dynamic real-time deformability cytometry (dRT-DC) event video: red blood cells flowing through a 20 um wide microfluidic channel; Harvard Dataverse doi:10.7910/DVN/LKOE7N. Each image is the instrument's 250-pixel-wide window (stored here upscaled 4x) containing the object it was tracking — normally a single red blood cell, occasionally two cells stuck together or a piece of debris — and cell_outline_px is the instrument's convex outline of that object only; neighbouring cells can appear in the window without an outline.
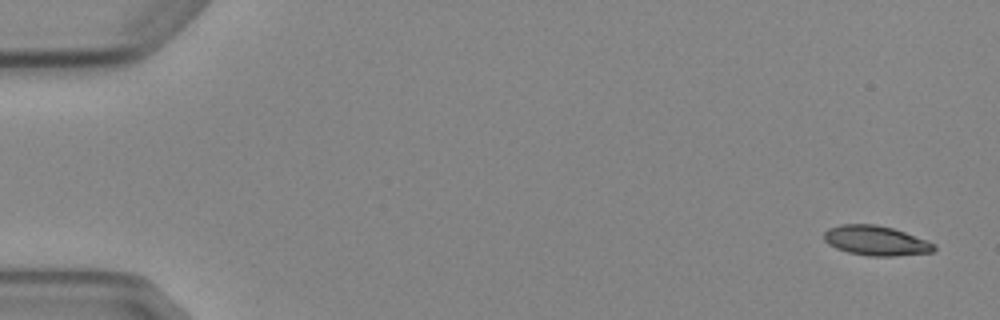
{"species": "Egyptian fruit bat (a non-hibernating species)", "species_latin": "Rousettus aegyptiacus", "temperature_condition": "cold", "stored_images_in_passage": 5, "camera_frame_rate_fps": 3000, "um_per_image_px": 0.085, "animal": {"sex": "female"}, "frame": {"image": 1, "passage_image": 1, "time_ms": 0.0, "image_size_px": [1000, 320], "cell_outline_px": [[936, 248], [932, 252], [892, 256], [868, 256], [848, 252], [836, 248], [828, 244], [824, 240], [824, 232], [828, 228], [840, 224], [876, 224], [892, 228], [928, 240], [936, 244]], "centroid_in_image_um": [74.44, 20.45], "position_along_channel_um": 10.6, "area_um2": 19.13}}
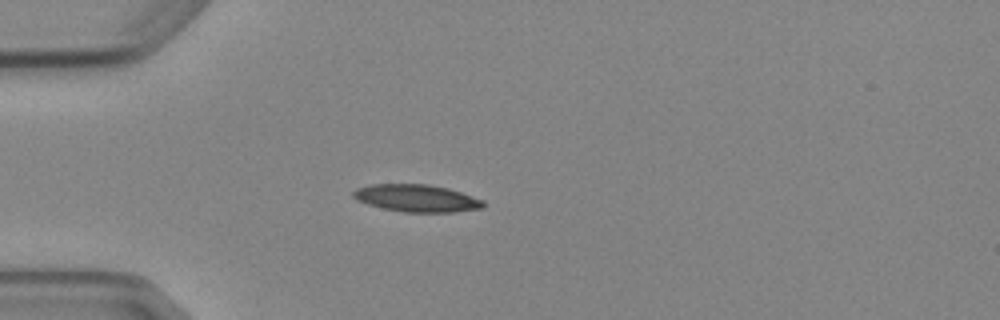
{"frame": {"image": 2, "passage_image": 4, "time_ms": 4.333, "image_size_px": [1000, 320], "cell_outline_px": [[484, 208], [452, 212], [404, 212], [384, 208], [368, 204], [356, 200], [352, 196], [352, 192], [356, 188], [372, 184], [428, 184], [448, 188], [484, 200]], "centroid_in_image_um": [35.41, 16.84], "position_along_channel_um": 49.6, "area_um2": 20.69}}